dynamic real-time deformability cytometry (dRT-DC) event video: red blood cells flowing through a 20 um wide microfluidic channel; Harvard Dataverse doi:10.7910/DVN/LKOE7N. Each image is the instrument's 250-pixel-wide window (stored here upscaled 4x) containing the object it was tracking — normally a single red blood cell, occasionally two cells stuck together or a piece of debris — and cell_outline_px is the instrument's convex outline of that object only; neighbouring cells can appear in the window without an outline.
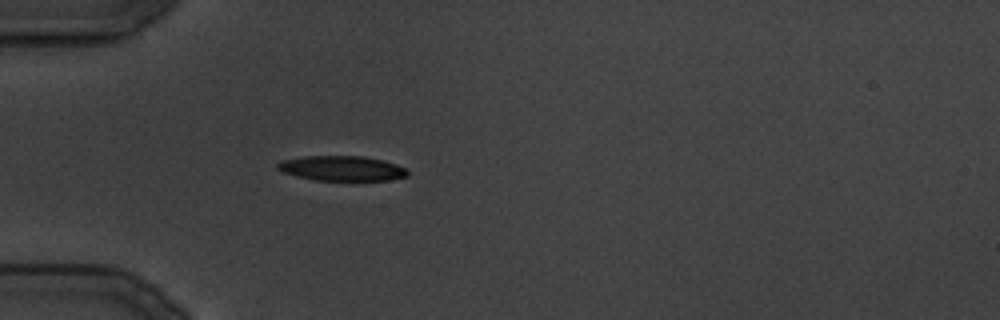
{"species": "common noctule bat (a hibernating species)", "species_latin": "Nyctalus noctula", "temperature_condition": "cold", "stored_images_in_passage": 1, "camera_frame_rate_fps": 3000, "um_per_image_px": 0.085, "animal": {"sex": "male", "body_mass_g": 19.5, "forearm_length_mm": 54.6}, "frame": {"image": 1, "passage_image": 1, "time_ms": 0.0, "image_size_px": [1000, 320], "cell_outline_px": [[408, 176], [388, 180], [312, 180], [296, 176], [284, 172], [276, 168], [276, 164], [280, 160], [304, 156], [364, 156], [384, 160], [396, 164], [404, 168], [408, 172]], "centroid_in_image_um": [29.03, 14.3], "position_along_channel_um": 56.0, "area_um2": 18.96}}